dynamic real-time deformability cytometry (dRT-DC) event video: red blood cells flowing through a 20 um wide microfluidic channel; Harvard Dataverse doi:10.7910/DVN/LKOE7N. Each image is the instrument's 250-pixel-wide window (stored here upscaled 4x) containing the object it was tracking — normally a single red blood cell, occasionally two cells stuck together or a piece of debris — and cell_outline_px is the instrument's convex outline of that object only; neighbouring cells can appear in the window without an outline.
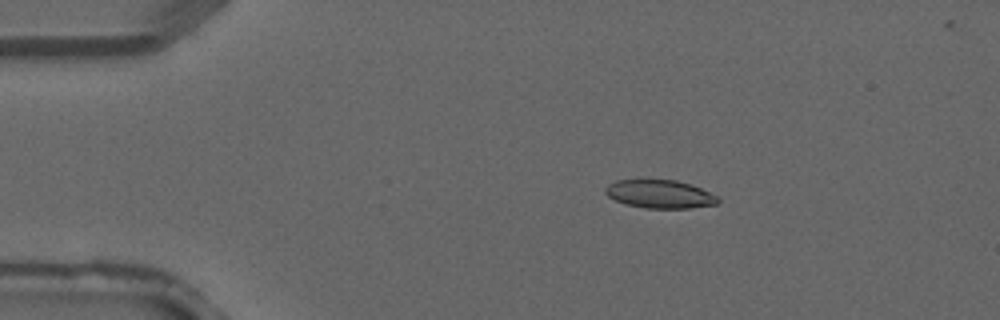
{"species": "common noctule bat (a hibernating species)", "species_latin": "Nyctalus noctula", "temperature_condition": "warm", "stored_images_in_passage": 4, "segment_of_instrument_passage": [1, 2], "camera_frame_rate_fps": 3000, "um_per_image_px": 0.085, "animal": {"sex": "male", "forearm_length_mm": 52.5}, "frame": {"image": 1, "passage_image": 2, "time_ms": 0.333, "image_size_px": [1000, 320], "cell_outline_px": [[720, 200], [716, 204], [692, 208], [644, 208], [628, 204], [616, 200], [608, 196], [604, 192], [604, 188], [608, 184], [616, 180], [640, 176], [676, 180], [700, 188], [716, 196]], "centroid_in_image_um": [56.0, 16.44], "position_along_channel_um": 29.0, "area_um2": 19.19}}